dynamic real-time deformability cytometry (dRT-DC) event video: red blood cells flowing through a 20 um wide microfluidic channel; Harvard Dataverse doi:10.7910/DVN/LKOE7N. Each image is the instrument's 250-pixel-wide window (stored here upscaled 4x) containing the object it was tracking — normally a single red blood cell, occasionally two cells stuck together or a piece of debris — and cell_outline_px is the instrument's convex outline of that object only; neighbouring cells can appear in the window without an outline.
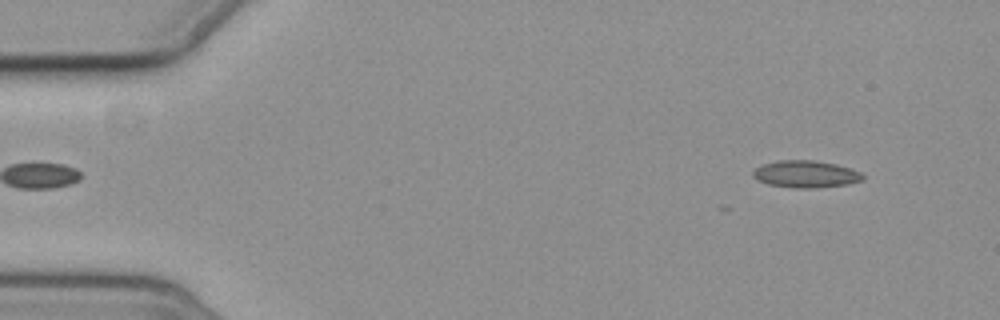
{"species": "common noctule bat (a hibernating species)", "species_latin": "Nyctalus noctula", "temperature_condition": "cold", "stored_images_in_passage": 4, "camera_frame_rate_fps": 3000, "um_per_image_px": 0.085, "animal": {"sex": "female", "body_mass_g": 19.3, "forearm_length_mm": 54.1}, "frame": {"image": 1, "passage_image": 4, "time_ms": 4.667, "image_size_px": [1000, 320], "cell_outline_px": [[864, 176], [860, 180], [848, 184], [816, 188], [792, 188], [768, 184], [756, 180], [752, 176], [752, 172], [756, 168], [764, 164], [776, 160], [816, 160], [836, 164], [852, 168], [860, 172]], "centroid_in_image_um": [68.46, 14.79], "position_along_channel_um": 16.5, "area_um2": 17.46}}